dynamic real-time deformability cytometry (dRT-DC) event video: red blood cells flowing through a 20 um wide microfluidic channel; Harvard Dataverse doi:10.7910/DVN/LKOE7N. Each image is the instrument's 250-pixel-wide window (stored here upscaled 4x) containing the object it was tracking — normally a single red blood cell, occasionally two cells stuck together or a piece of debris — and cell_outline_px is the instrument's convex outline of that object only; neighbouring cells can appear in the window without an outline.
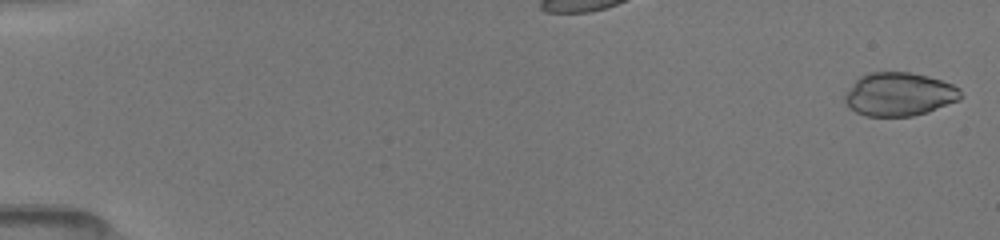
{"species": "common noctule bat (a hibernating species)", "species_latin": "Nyctalus noctula", "temperature_condition": "room temperature", "stored_images_in_passage": 50, "camera_frame_rate_fps": 3000, "um_per_image_px": 0.085, "animal": {"sex": "female", "body_mass_g": 19.5, "forearm_length_mm": 54.1}, "frame": {"image": 1, "passage_image": 1, "time_ms": 0.0, "image_size_px": [1000, 240], "cell_outline_px": [[964, 96], [960, 100], [928, 112], [912, 116], [864, 116], [856, 112], [844, 100], [844, 96], [848, 88], [860, 76], [868, 72], [912, 72], [928, 76], [952, 84], [960, 88]], "centroid_in_image_um": [76.46, 8.01], "position_along_channel_um": 8.5, "area_um2": 29.54}}
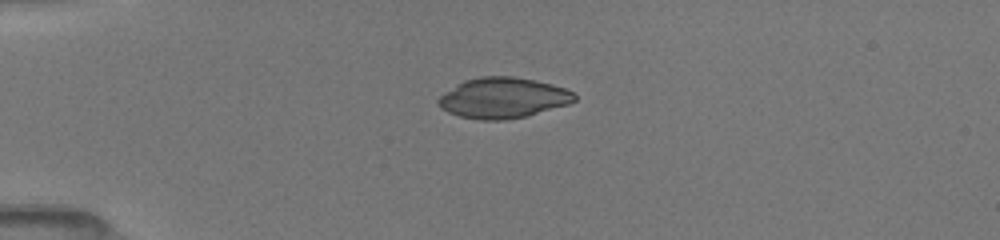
{"frame": {"image": 2, "passage_image": 13, "time_ms": 4.0, "image_size_px": [1000, 240], "cell_outline_px": [[576, 100], [568, 104], [528, 116], [504, 120], [476, 120], [460, 116], [448, 112], [440, 108], [436, 104], [436, 100], [440, 96], [464, 80], [480, 76], [512, 76], [536, 80], [552, 84], [564, 88], [572, 92], [576, 96]], "centroid_in_image_um": [42.74, 8.33], "position_along_channel_um": 42.3, "area_um2": 32.31}}
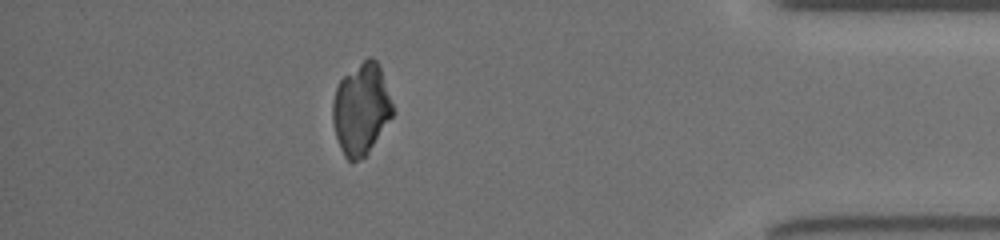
{"frame": {"image": 3, "passage_image": 45, "time_ms": 14.667, "image_size_px": [1000, 240], "cell_outline_px": [[392, 116], [368, 152], [364, 156], [352, 164], [344, 156], [340, 148], [336, 136], [332, 120], [332, 100], [336, 88], [340, 80], [344, 76], [368, 56], [372, 56], [380, 64], [392, 104]], "centroid_in_image_um": [30.67, 9.26], "position_along_channel_um": 404.5, "area_um2": 31.79}}